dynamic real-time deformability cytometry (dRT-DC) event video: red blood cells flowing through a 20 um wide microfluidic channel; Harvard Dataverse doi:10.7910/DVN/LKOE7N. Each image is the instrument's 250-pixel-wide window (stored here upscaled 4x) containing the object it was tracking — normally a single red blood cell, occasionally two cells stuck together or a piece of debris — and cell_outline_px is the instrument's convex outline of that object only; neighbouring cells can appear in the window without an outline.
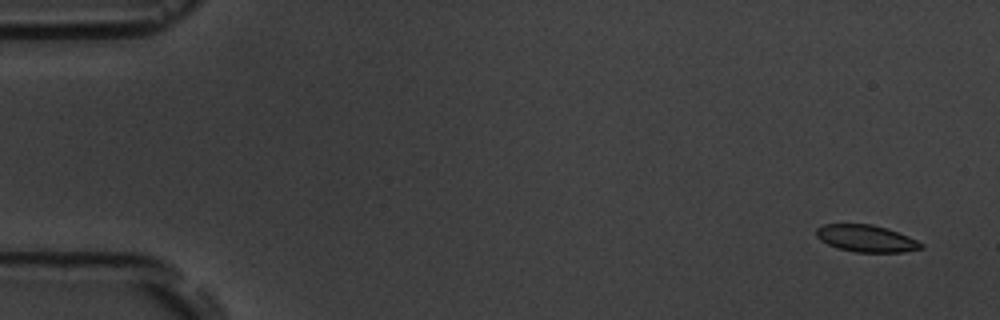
{"species": "common noctule bat (a hibernating species)", "species_latin": "Nyctalus noctula", "temperature_condition": "room temperature", "stored_images_in_passage": 6, "segment_of_instrument_passage": [2, 2], "camera_frame_rate_fps": 3000, "um_per_image_px": 0.085, "animal": {"sex": "male", "body_mass_g": 19.5, "forearm_length_mm": 54.6}, "frame": {"image": 1, "passage_image": 6, "time_ms": 6.0, "image_size_px": [1000, 320], "cell_outline_px": [[924, 248], [904, 252], [856, 252], [836, 248], [820, 240], [816, 236], [816, 228], [824, 224], [872, 224], [908, 236], [924, 244]], "centroid_in_image_um": [73.61, 20.28], "position_along_channel_um": 11.4, "area_um2": 16.42}}